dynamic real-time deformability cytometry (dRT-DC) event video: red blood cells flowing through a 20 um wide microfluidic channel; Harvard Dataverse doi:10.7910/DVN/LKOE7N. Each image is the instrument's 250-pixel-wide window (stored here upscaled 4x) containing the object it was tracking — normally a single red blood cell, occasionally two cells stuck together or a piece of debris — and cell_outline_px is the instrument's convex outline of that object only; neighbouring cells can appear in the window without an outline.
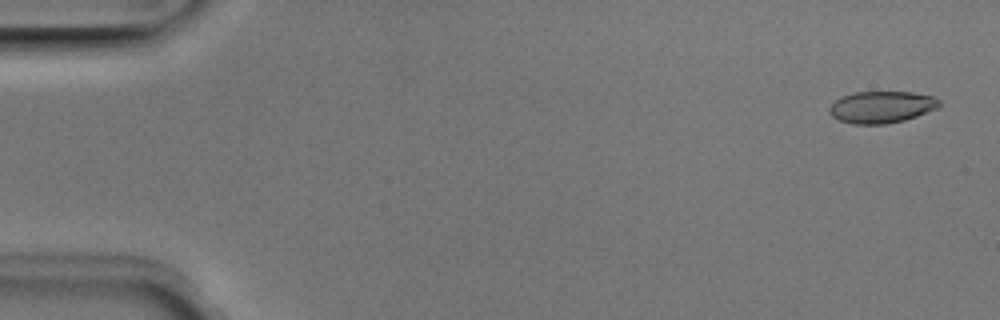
{"species": "Egyptian fruit bat (a non-hibernating species)", "species_latin": "Rousettus aegyptiacus", "temperature_condition": "room temperature", "stored_images_in_passage": 5, "camera_frame_rate_fps": 3000, "um_per_image_px": 0.085, "animal": {"sex": "male"}, "frame": {"image": 1, "passage_image": 1, "time_ms": 0.0, "image_size_px": [1000, 320], "cell_outline_px": [[940, 104], [936, 108], [916, 116], [904, 120], [884, 124], [852, 124], [840, 120], [832, 116], [828, 112], [828, 108], [836, 100], [844, 96], [856, 92], [912, 92], [932, 96], [940, 100]], "centroid_in_image_um": [74.92, 9.1], "position_along_channel_um": 10.1, "area_um2": 20.17}}
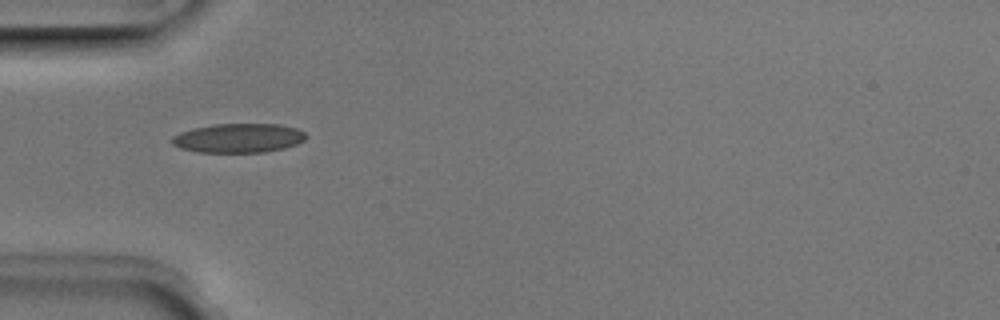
{"frame": {"image": 2, "passage_image": 5, "time_ms": 1.333, "image_size_px": [1000, 320], "cell_outline_px": [[308, 136], [304, 140], [296, 144], [284, 148], [264, 152], [200, 152], [180, 148], [172, 144], [172, 136], [180, 132], [212, 124], [280, 124], [296, 128], [304, 132]], "centroid_in_image_um": [20.29, 11.73], "position_along_channel_um": 64.7, "area_um2": 22.72}}